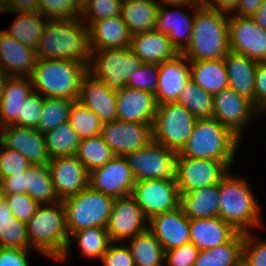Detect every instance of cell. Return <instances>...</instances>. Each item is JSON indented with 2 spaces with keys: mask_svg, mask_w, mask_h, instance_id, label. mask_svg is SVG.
Returning a JSON list of instances; mask_svg holds the SVG:
<instances>
[{
  "mask_svg": "<svg viewBox=\"0 0 266 266\" xmlns=\"http://www.w3.org/2000/svg\"><path fill=\"white\" fill-rule=\"evenodd\" d=\"M91 53L89 29L80 17L48 19L36 49L37 59L71 60L88 67Z\"/></svg>",
  "mask_w": 266,
  "mask_h": 266,
  "instance_id": "1",
  "label": "cell"
},
{
  "mask_svg": "<svg viewBox=\"0 0 266 266\" xmlns=\"http://www.w3.org/2000/svg\"><path fill=\"white\" fill-rule=\"evenodd\" d=\"M229 51V15L205 5L195 9L191 41L182 54L199 61L223 58Z\"/></svg>",
  "mask_w": 266,
  "mask_h": 266,
  "instance_id": "2",
  "label": "cell"
},
{
  "mask_svg": "<svg viewBox=\"0 0 266 266\" xmlns=\"http://www.w3.org/2000/svg\"><path fill=\"white\" fill-rule=\"evenodd\" d=\"M26 234L33 251L59 261L70 240L62 201L39 204L26 223Z\"/></svg>",
  "mask_w": 266,
  "mask_h": 266,
  "instance_id": "3",
  "label": "cell"
},
{
  "mask_svg": "<svg viewBox=\"0 0 266 266\" xmlns=\"http://www.w3.org/2000/svg\"><path fill=\"white\" fill-rule=\"evenodd\" d=\"M88 66L71 60L37 59L30 76L33 91L43 97L76 101Z\"/></svg>",
  "mask_w": 266,
  "mask_h": 266,
  "instance_id": "4",
  "label": "cell"
},
{
  "mask_svg": "<svg viewBox=\"0 0 266 266\" xmlns=\"http://www.w3.org/2000/svg\"><path fill=\"white\" fill-rule=\"evenodd\" d=\"M219 193V217L238 232H250L262 225L258 201L246 178L228 172L219 182Z\"/></svg>",
  "mask_w": 266,
  "mask_h": 266,
  "instance_id": "5",
  "label": "cell"
},
{
  "mask_svg": "<svg viewBox=\"0 0 266 266\" xmlns=\"http://www.w3.org/2000/svg\"><path fill=\"white\" fill-rule=\"evenodd\" d=\"M239 143L240 139L215 118L196 119L192 135L179 154L221 161L231 168Z\"/></svg>",
  "mask_w": 266,
  "mask_h": 266,
  "instance_id": "6",
  "label": "cell"
},
{
  "mask_svg": "<svg viewBox=\"0 0 266 266\" xmlns=\"http://www.w3.org/2000/svg\"><path fill=\"white\" fill-rule=\"evenodd\" d=\"M115 198L104 195L89 185L78 194L62 200L69 235L91 227L106 228Z\"/></svg>",
  "mask_w": 266,
  "mask_h": 266,
  "instance_id": "7",
  "label": "cell"
},
{
  "mask_svg": "<svg viewBox=\"0 0 266 266\" xmlns=\"http://www.w3.org/2000/svg\"><path fill=\"white\" fill-rule=\"evenodd\" d=\"M91 51L88 72L110 89L126 87L129 76L143 65L130 47Z\"/></svg>",
  "mask_w": 266,
  "mask_h": 266,
  "instance_id": "8",
  "label": "cell"
},
{
  "mask_svg": "<svg viewBox=\"0 0 266 266\" xmlns=\"http://www.w3.org/2000/svg\"><path fill=\"white\" fill-rule=\"evenodd\" d=\"M196 118L178 103L158 104L152 126L153 141L179 153L192 135Z\"/></svg>",
  "mask_w": 266,
  "mask_h": 266,
  "instance_id": "9",
  "label": "cell"
},
{
  "mask_svg": "<svg viewBox=\"0 0 266 266\" xmlns=\"http://www.w3.org/2000/svg\"><path fill=\"white\" fill-rule=\"evenodd\" d=\"M177 152L168 149L155 141L134 152L125 154L136 181L167 179L176 180Z\"/></svg>",
  "mask_w": 266,
  "mask_h": 266,
  "instance_id": "10",
  "label": "cell"
},
{
  "mask_svg": "<svg viewBox=\"0 0 266 266\" xmlns=\"http://www.w3.org/2000/svg\"><path fill=\"white\" fill-rule=\"evenodd\" d=\"M228 172L230 168L224 162L177 154L175 179L179 194L219 184Z\"/></svg>",
  "mask_w": 266,
  "mask_h": 266,
  "instance_id": "11",
  "label": "cell"
},
{
  "mask_svg": "<svg viewBox=\"0 0 266 266\" xmlns=\"http://www.w3.org/2000/svg\"><path fill=\"white\" fill-rule=\"evenodd\" d=\"M131 196L148 219L154 215L172 211L180 204V194L176 180L136 181Z\"/></svg>",
  "mask_w": 266,
  "mask_h": 266,
  "instance_id": "12",
  "label": "cell"
},
{
  "mask_svg": "<svg viewBox=\"0 0 266 266\" xmlns=\"http://www.w3.org/2000/svg\"><path fill=\"white\" fill-rule=\"evenodd\" d=\"M261 114L252 101L230 87L214 95L213 118L227 127L240 140L245 125L249 124L248 121Z\"/></svg>",
  "mask_w": 266,
  "mask_h": 266,
  "instance_id": "13",
  "label": "cell"
},
{
  "mask_svg": "<svg viewBox=\"0 0 266 266\" xmlns=\"http://www.w3.org/2000/svg\"><path fill=\"white\" fill-rule=\"evenodd\" d=\"M136 180L123 156H114L104 166L89 173L88 185L115 199L130 196Z\"/></svg>",
  "mask_w": 266,
  "mask_h": 266,
  "instance_id": "14",
  "label": "cell"
},
{
  "mask_svg": "<svg viewBox=\"0 0 266 266\" xmlns=\"http://www.w3.org/2000/svg\"><path fill=\"white\" fill-rule=\"evenodd\" d=\"M152 126L153 124L115 120L103 124L101 135L115 156H124L153 141Z\"/></svg>",
  "mask_w": 266,
  "mask_h": 266,
  "instance_id": "15",
  "label": "cell"
},
{
  "mask_svg": "<svg viewBox=\"0 0 266 266\" xmlns=\"http://www.w3.org/2000/svg\"><path fill=\"white\" fill-rule=\"evenodd\" d=\"M149 219L130 195L117 198L106 227L111 242L129 240L148 228Z\"/></svg>",
  "mask_w": 266,
  "mask_h": 266,
  "instance_id": "16",
  "label": "cell"
},
{
  "mask_svg": "<svg viewBox=\"0 0 266 266\" xmlns=\"http://www.w3.org/2000/svg\"><path fill=\"white\" fill-rule=\"evenodd\" d=\"M229 41L231 51L266 61V31L252 17L229 14Z\"/></svg>",
  "mask_w": 266,
  "mask_h": 266,
  "instance_id": "17",
  "label": "cell"
},
{
  "mask_svg": "<svg viewBox=\"0 0 266 266\" xmlns=\"http://www.w3.org/2000/svg\"><path fill=\"white\" fill-rule=\"evenodd\" d=\"M0 142L7 148L21 153L30 164L48 165L44 135L35 128L6 125L0 127Z\"/></svg>",
  "mask_w": 266,
  "mask_h": 266,
  "instance_id": "18",
  "label": "cell"
},
{
  "mask_svg": "<svg viewBox=\"0 0 266 266\" xmlns=\"http://www.w3.org/2000/svg\"><path fill=\"white\" fill-rule=\"evenodd\" d=\"M48 167L55 192L61 201L88 186L89 173L75 155L51 158Z\"/></svg>",
  "mask_w": 266,
  "mask_h": 266,
  "instance_id": "19",
  "label": "cell"
},
{
  "mask_svg": "<svg viewBox=\"0 0 266 266\" xmlns=\"http://www.w3.org/2000/svg\"><path fill=\"white\" fill-rule=\"evenodd\" d=\"M159 75L155 92L157 104L175 103L191 79L189 60L178 53L175 57L158 64Z\"/></svg>",
  "mask_w": 266,
  "mask_h": 266,
  "instance_id": "20",
  "label": "cell"
},
{
  "mask_svg": "<svg viewBox=\"0 0 266 266\" xmlns=\"http://www.w3.org/2000/svg\"><path fill=\"white\" fill-rule=\"evenodd\" d=\"M148 229L161 243L164 252L190 242L189 218L180 206L151 217Z\"/></svg>",
  "mask_w": 266,
  "mask_h": 266,
  "instance_id": "21",
  "label": "cell"
},
{
  "mask_svg": "<svg viewBox=\"0 0 266 266\" xmlns=\"http://www.w3.org/2000/svg\"><path fill=\"white\" fill-rule=\"evenodd\" d=\"M117 120L153 124L157 111L155 94L123 87L117 90Z\"/></svg>",
  "mask_w": 266,
  "mask_h": 266,
  "instance_id": "22",
  "label": "cell"
},
{
  "mask_svg": "<svg viewBox=\"0 0 266 266\" xmlns=\"http://www.w3.org/2000/svg\"><path fill=\"white\" fill-rule=\"evenodd\" d=\"M78 100L97 115L103 124L117 120V90L110 89L89 72L82 80Z\"/></svg>",
  "mask_w": 266,
  "mask_h": 266,
  "instance_id": "23",
  "label": "cell"
},
{
  "mask_svg": "<svg viewBox=\"0 0 266 266\" xmlns=\"http://www.w3.org/2000/svg\"><path fill=\"white\" fill-rule=\"evenodd\" d=\"M171 6H176V8H178L184 5H173L161 2L157 14L155 30L167 35L171 40L172 45L179 53H182L190 44L194 13L195 9L198 7H192L194 11L192 13L193 16L191 17L181 10H170L169 7Z\"/></svg>",
  "mask_w": 266,
  "mask_h": 266,
  "instance_id": "24",
  "label": "cell"
},
{
  "mask_svg": "<svg viewBox=\"0 0 266 266\" xmlns=\"http://www.w3.org/2000/svg\"><path fill=\"white\" fill-rule=\"evenodd\" d=\"M37 61L36 50L0 30V69L9 76L30 77Z\"/></svg>",
  "mask_w": 266,
  "mask_h": 266,
  "instance_id": "25",
  "label": "cell"
},
{
  "mask_svg": "<svg viewBox=\"0 0 266 266\" xmlns=\"http://www.w3.org/2000/svg\"><path fill=\"white\" fill-rule=\"evenodd\" d=\"M84 23L89 29L91 50L130 47L132 34L120 15Z\"/></svg>",
  "mask_w": 266,
  "mask_h": 266,
  "instance_id": "26",
  "label": "cell"
},
{
  "mask_svg": "<svg viewBox=\"0 0 266 266\" xmlns=\"http://www.w3.org/2000/svg\"><path fill=\"white\" fill-rule=\"evenodd\" d=\"M223 60L227 69L228 87L252 101L255 106V73L258 61L231 50Z\"/></svg>",
  "mask_w": 266,
  "mask_h": 266,
  "instance_id": "27",
  "label": "cell"
},
{
  "mask_svg": "<svg viewBox=\"0 0 266 266\" xmlns=\"http://www.w3.org/2000/svg\"><path fill=\"white\" fill-rule=\"evenodd\" d=\"M190 242L200 251L230 241L238 231L220 217L189 219Z\"/></svg>",
  "mask_w": 266,
  "mask_h": 266,
  "instance_id": "28",
  "label": "cell"
},
{
  "mask_svg": "<svg viewBox=\"0 0 266 266\" xmlns=\"http://www.w3.org/2000/svg\"><path fill=\"white\" fill-rule=\"evenodd\" d=\"M130 49L143 63L161 64L179 52L164 33L156 30L132 35Z\"/></svg>",
  "mask_w": 266,
  "mask_h": 266,
  "instance_id": "29",
  "label": "cell"
},
{
  "mask_svg": "<svg viewBox=\"0 0 266 266\" xmlns=\"http://www.w3.org/2000/svg\"><path fill=\"white\" fill-rule=\"evenodd\" d=\"M33 92L30 77L9 76L0 98V126L14 125L21 115V108Z\"/></svg>",
  "mask_w": 266,
  "mask_h": 266,
  "instance_id": "30",
  "label": "cell"
},
{
  "mask_svg": "<svg viewBox=\"0 0 266 266\" xmlns=\"http://www.w3.org/2000/svg\"><path fill=\"white\" fill-rule=\"evenodd\" d=\"M219 194V184L208 185L187 194H180L179 206L189 219L219 217Z\"/></svg>",
  "mask_w": 266,
  "mask_h": 266,
  "instance_id": "31",
  "label": "cell"
},
{
  "mask_svg": "<svg viewBox=\"0 0 266 266\" xmlns=\"http://www.w3.org/2000/svg\"><path fill=\"white\" fill-rule=\"evenodd\" d=\"M160 0H122L120 16L132 35L155 30Z\"/></svg>",
  "mask_w": 266,
  "mask_h": 266,
  "instance_id": "32",
  "label": "cell"
},
{
  "mask_svg": "<svg viewBox=\"0 0 266 266\" xmlns=\"http://www.w3.org/2000/svg\"><path fill=\"white\" fill-rule=\"evenodd\" d=\"M191 79L206 92L215 95L228 87V75L223 58L189 61Z\"/></svg>",
  "mask_w": 266,
  "mask_h": 266,
  "instance_id": "33",
  "label": "cell"
},
{
  "mask_svg": "<svg viewBox=\"0 0 266 266\" xmlns=\"http://www.w3.org/2000/svg\"><path fill=\"white\" fill-rule=\"evenodd\" d=\"M244 233L212 249L201 250L194 266H238L243 259Z\"/></svg>",
  "mask_w": 266,
  "mask_h": 266,
  "instance_id": "34",
  "label": "cell"
},
{
  "mask_svg": "<svg viewBox=\"0 0 266 266\" xmlns=\"http://www.w3.org/2000/svg\"><path fill=\"white\" fill-rule=\"evenodd\" d=\"M0 247L33 250L27 238L26 223L12 214L4 197L0 200Z\"/></svg>",
  "mask_w": 266,
  "mask_h": 266,
  "instance_id": "35",
  "label": "cell"
},
{
  "mask_svg": "<svg viewBox=\"0 0 266 266\" xmlns=\"http://www.w3.org/2000/svg\"><path fill=\"white\" fill-rule=\"evenodd\" d=\"M9 30H3L21 44L37 49L47 18L40 12H16Z\"/></svg>",
  "mask_w": 266,
  "mask_h": 266,
  "instance_id": "36",
  "label": "cell"
},
{
  "mask_svg": "<svg viewBox=\"0 0 266 266\" xmlns=\"http://www.w3.org/2000/svg\"><path fill=\"white\" fill-rule=\"evenodd\" d=\"M129 240L128 247L135 266H163L165 252L161 243L148 228Z\"/></svg>",
  "mask_w": 266,
  "mask_h": 266,
  "instance_id": "37",
  "label": "cell"
},
{
  "mask_svg": "<svg viewBox=\"0 0 266 266\" xmlns=\"http://www.w3.org/2000/svg\"><path fill=\"white\" fill-rule=\"evenodd\" d=\"M69 238L66 251L59 261H64L68 258L72 238L77 240L78 247L81 250V256L87 257L88 259H101L111 243L106 228L102 227L85 228L72 233Z\"/></svg>",
  "mask_w": 266,
  "mask_h": 266,
  "instance_id": "38",
  "label": "cell"
},
{
  "mask_svg": "<svg viewBox=\"0 0 266 266\" xmlns=\"http://www.w3.org/2000/svg\"><path fill=\"white\" fill-rule=\"evenodd\" d=\"M26 194L38 204L61 201L54 189L48 165L31 164L26 170Z\"/></svg>",
  "mask_w": 266,
  "mask_h": 266,
  "instance_id": "39",
  "label": "cell"
},
{
  "mask_svg": "<svg viewBox=\"0 0 266 266\" xmlns=\"http://www.w3.org/2000/svg\"><path fill=\"white\" fill-rule=\"evenodd\" d=\"M43 135L50 158L75 155L81 140L69 121Z\"/></svg>",
  "mask_w": 266,
  "mask_h": 266,
  "instance_id": "40",
  "label": "cell"
},
{
  "mask_svg": "<svg viewBox=\"0 0 266 266\" xmlns=\"http://www.w3.org/2000/svg\"><path fill=\"white\" fill-rule=\"evenodd\" d=\"M176 103L184 106L196 119L213 118L214 95L206 92L190 79Z\"/></svg>",
  "mask_w": 266,
  "mask_h": 266,
  "instance_id": "41",
  "label": "cell"
},
{
  "mask_svg": "<svg viewBox=\"0 0 266 266\" xmlns=\"http://www.w3.org/2000/svg\"><path fill=\"white\" fill-rule=\"evenodd\" d=\"M75 156L84 165L86 171L104 166L115 155L112 149L104 142L102 135L81 139Z\"/></svg>",
  "mask_w": 266,
  "mask_h": 266,
  "instance_id": "42",
  "label": "cell"
},
{
  "mask_svg": "<svg viewBox=\"0 0 266 266\" xmlns=\"http://www.w3.org/2000/svg\"><path fill=\"white\" fill-rule=\"evenodd\" d=\"M73 100L44 97L42 114L37 130L42 134L69 121Z\"/></svg>",
  "mask_w": 266,
  "mask_h": 266,
  "instance_id": "43",
  "label": "cell"
},
{
  "mask_svg": "<svg viewBox=\"0 0 266 266\" xmlns=\"http://www.w3.org/2000/svg\"><path fill=\"white\" fill-rule=\"evenodd\" d=\"M69 122L80 139L100 135L103 126L99 117L79 100L72 103Z\"/></svg>",
  "mask_w": 266,
  "mask_h": 266,
  "instance_id": "44",
  "label": "cell"
},
{
  "mask_svg": "<svg viewBox=\"0 0 266 266\" xmlns=\"http://www.w3.org/2000/svg\"><path fill=\"white\" fill-rule=\"evenodd\" d=\"M83 0H39V12L47 19L70 20L80 17Z\"/></svg>",
  "mask_w": 266,
  "mask_h": 266,
  "instance_id": "45",
  "label": "cell"
},
{
  "mask_svg": "<svg viewBox=\"0 0 266 266\" xmlns=\"http://www.w3.org/2000/svg\"><path fill=\"white\" fill-rule=\"evenodd\" d=\"M121 4L122 0H83L80 18L85 22L119 16Z\"/></svg>",
  "mask_w": 266,
  "mask_h": 266,
  "instance_id": "46",
  "label": "cell"
},
{
  "mask_svg": "<svg viewBox=\"0 0 266 266\" xmlns=\"http://www.w3.org/2000/svg\"><path fill=\"white\" fill-rule=\"evenodd\" d=\"M158 64L143 63L128 78L126 87L140 89L155 94L158 84Z\"/></svg>",
  "mask_w": 266,
  "mask_h": 266,
  "instance_id": "47",
  "label": "cell"
},
{
  "mask_svg": "<svg viewBox=\"0 0 266 266\" xmlns=\"http://www.w3.org/2000/svg\"><path fill=\"white\" fill-rule=\"evenodd\" d=\"M30 165L29 161L21 153L5 147L0 142V181L4 177L23 173Z\"/></svg>",
  "mask_w": 266,
  "mask_h": 266,
  "instance_id": "48",
  "label": "cell"
},
{
  "mask_svg": "<svg viewBox=\"0 0 266 266\" xmlns=\"http://www.w3.org/2000/svg\"><path fill=\"white\" fill-rule=\"evenodd\" d=\"M44 97L38 92L33 91L27 97L21 108V115L14 124L19 127L37 128L42 114Z\"/></svg>",
  "mask_w": 266,
  "mask_h": 266,
  "instance_id": "49",
  "label": "cell"
},
{
  "mask_svg": "<svg viewBox=\"0 0 266 266\" xmlns=\"http://www.w3.org/2000/svg\"><path fill=\"white\" fill-rule=\"evenodd\" d=\"M8 202L12 214L21 222L27 223L35 213L39 204L26 193L3 195Z\"/></svg>",
  "mask_w": 266,
  "mask_h": 266,
  "instance_id": "50",
  "label": "cell"
},
{
  "mask_svg": "<svg viewBox=\"0 0 266 266\" xmlns=\"http://www.w3.org/2000/svg\"><path fill=\"white\" fill-rule=\"evenodd\" d=\"M242 260L248 266H266V239L257 241L251 232L244 233Z\"/></svg>",
  "mask_w": 266,
  "mask_h": 266,
  "instance_id": "51",
  "label": "cell"
},
{
  "mask_svg": "<svg viewBox=\"0 0 266 266\" xmlns=\"http://www.w3.org/2000/svg\"><path fill=\"white\" fill-rule=\"evenodd\" d=\"M200 250L191 242L165 251L166 266H194Z\"/></svg>",
  "mask_w": 266,
  "mask_h": 266,
  "instance_id": "52",
  "label": "cell"
},
{
  "mask_svg": "<svg viewBox=\"0 0 266 266\" xmlns=\"http://www.w3.org/2000/svg\"><path fill=\"white\" fill-rule=\"evenodd\" d=\"M117 242H111L107 251L102 255L101 262L103 266H135L130 249L126 242L117 245Z\"/></svg>",
  "mask_w": 266,
  "mask_h": 266,
  "instance_id": "53",
  "label": "cell"
},
{
  "mask_svg": "<svg viewBox=\"0 0 266 266\" xmlns=\"http://www.w3.org/2000/svg\"><path fill=\"white\" fill-rule=\"evenodd\" d=\"M255 107L266 113V61L257 64L255 73Z\"/></svg>",
  "mask_w": 266,
  "mask_h": 266,
  "instance_id": "54",
  "label": "cell"
},
{
  "mask_svg": "<svg viewBox=\"0 0 266 266\" xmlns=\"http://www.w3.org/2000/svg\"><path fill=\"white\" fill-rule=\"evenodd\" d=\"M28 252L30 250L0 247V266H29Z\"/></svg>",
  "mask_w": 266,
  "mask_h": 266,
  "instance_id": "55",
  "label": "cell"
},
{
  "mask_svg": "<svg viewBox=\"0 0 266 266\" xmlns=\"http://www.w3.org/2000/svg\"><path fill=\"white\" fill-rule=\"evenodd\" d=\"M2 195L14 193H26V171L14 174V176L4 177L1 180Z\"/></svg>",
  "mask_w": 266,
  "mask_h": 266,
  "instance_id": "56",
  "label": "cell"
},
{
  "mask_svg": "<svg viewBox=\"0 0 266 266\" xmlns=\"http://www.w3.org/2000/svg\"><path fill=\"white\" fill-rule=\"evenodd\" d=\"M9 14L16 12H39V0H4Z\"/></svg>",
  "mask_w": 266,
  "mask_h": 266,
  "instance_id": "57",
  "label": "cell"
},
{
  "mask_svg": "<svg viewBox=\"0 0 266 266\" xmlns=\"http://www.w3.org/2000/svg\"><path fill=\"white\" fill-rule=\"evenodd\" d=\"M263 0H239L236 10L232 13L236 16H253L261 6Z\"/></svg>",
  "mask_w": 266,
  "mask_h": 266,
  "instance_id": "58",
  "label": "cell"
},
{
  "mask_svg": "<svg viewBox=\"0 0 266 266\" xmlns=\"http://www.w3.org/2000/svg\"><path fill=\"white\" fill-rule=\"evenodd\" d=\"M239 0H205V6L216 10L218 12H222L225 14L233 13L237 6Z\"/></svg>",
  "mask_w": 266,
  "mask_h": 266,
  "instance_id": "59",
  "label": "cell"
},
{
  "mask_svg": "<svg viewBox=\"0 0 266 266\" xmlns=\"http://www.w3.org/2000/svg\"><path fill=\"white\" fill-rule=\"evenodd\" d=\"M251 17L260 28L266 31V0H263L258 11Z\"/></svg>",
  "mask_w": 266,
  "mask_h": 266,
  "instance_id": "60",
  "label": "cell"
},
{
  "mask_svg": "<svg viewBox=\"0 0 266 266\" xmlns=\"http://www.w3.org/2000/svg\"><path fill=\"white\" fill-rule=\"evenodd\" d=\"M161 2L173 4V5H184V7H202L205 4V0H160Z\"/></svg>",
  "mask_w": 266,
  "mask_h": 266,
  "instance_id": "61",
  "label": "cell"
},
{
  "mask_svg": "<svg viewBox=\"0 0 266 266\" xmlns=\"http://www.w3.org/2000/svg\"><path fill=\"white\" fill-rule=\"evenodd\" d=\"M8 78H9V75L0 69V98L2 96V93L4 90V85H5Z\"/></svg>",
  "mask_w": 266,
  "mask_h": 266,
  "instance_id": "62",
  "label": "cell"
},
{
  "mask_svg": "<svg viewBox=\"0 0 266 266\" xmlns=\"http://www.w3.org/2000/svg\"><path fill=\"white\" fill-rule=\"evenodd\" d=\"M0 13H8L4 0H0Z\"/></svg>",
  "mask_w": 266,
  "mask_h": 266,
  "instance_id": "63",
  "label": "cell"
},
{
  "mask_svg": "<svg viewBox=\"0 0 266 266\" xmlns=\"http://www.w3.org/2000/svg\"><path fill=\"white\" fill-rule=\"evenodd\" d=\"M3 198V195H2V186H1V181H0V200Z\"/></svg>",
  "mask_w": 266,
  "mask_h": 266,
  "instance_id": "64",
  "label": "cell"
},
{
  "mask_svg": "<svg viewBox=\"0 0 266 266\" xmlns=\"http://www.w3.org/2000/svg\"><path fill=\"white\" fill-rule=\"evenodd\" d=\"M238 266H248L243 260L239 263Z\"/></svg>",
  "mask_w": 266,
  "mask_h": 266,
  "instance_id": "65",
  "label": "cell"
}]
</instances>
